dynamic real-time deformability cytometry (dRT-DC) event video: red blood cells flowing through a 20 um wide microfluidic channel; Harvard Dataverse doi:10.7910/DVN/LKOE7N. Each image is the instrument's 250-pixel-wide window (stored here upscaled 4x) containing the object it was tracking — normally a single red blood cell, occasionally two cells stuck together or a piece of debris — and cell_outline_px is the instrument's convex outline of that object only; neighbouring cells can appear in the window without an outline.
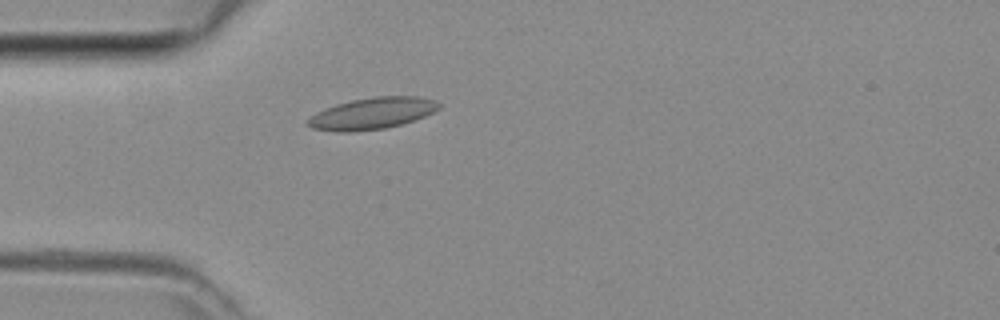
{"species": "common noctule bat (a hibernating species)", "species_latin": "Nyctalus noctula", "temperature_condition": "room temperature", "stored_images_in_passage": 35, "camera_frame_rate_fps": 3000, "um_per_image_px": 0.085, "animal": {"sex": "female", "body_mass_g": 29.2, "forearm_length_mm": 56.3}, "frame": {"image": 1, "passage_image": 1, "time_ms": 0.0, "image_size_px": [1000, 320], "cell_outline_px": [[440, 108], [424, 116], [400, 124], [384, 128], [352, 132], [336, 132], [312, 128], [304, 124], [316, 112], [324, 108], [336, 104], [352, 100], [372, 96], [420, 96], [436, 100], [440, 104]], "centroid_in_image_um": [31.61, 9.63], "position_along_channel_um": 53.4, "area_um2": 24.16}}
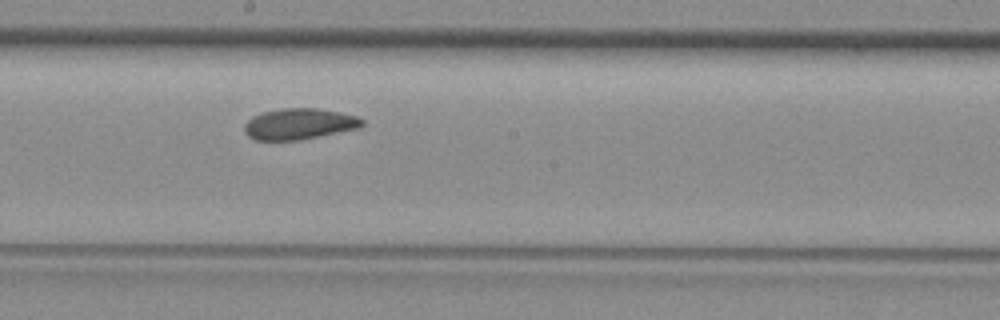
{"frame": {"image": 2, "passage_image": 13, "time_ms": 4.0, "image_size_px": [1000, 320], "cell_outline_px": [[364, 124], [360, 128], [300, 140], [256, 140], [248, 136], [244, 132], [244, 124], [252, 116], [260, 112], [280, 108], [316, 108], [340, 112], [356, 116], [364, 120]], "centroid_in_image_um": [25.42, 10.53], "position_along_channel_um": 222.8, "area_um2": 21.5}}
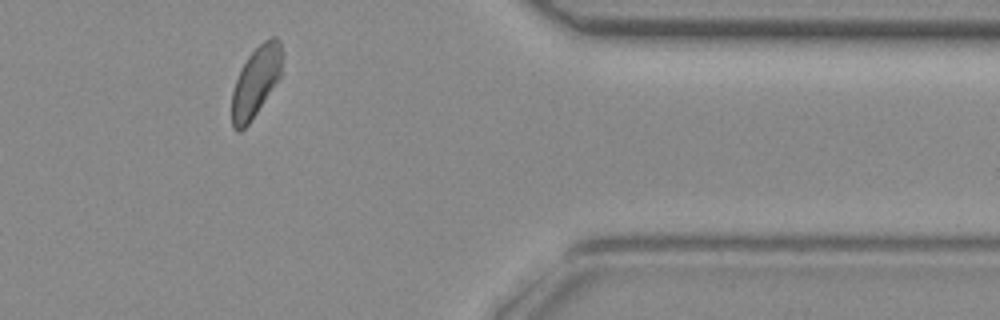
{"frame": {"image": 3, "passage_image": 26, "time_ms": 8.333, "image_size_px": [1000, 320], "cell_outline_px": [[284, 56], [280, 76], [248, 124], [240, 132], [236, 132], [232, 124], [232, 92], [236, 80], [248, 56], [264, 40], [272, 36], [276, 36], [280, 40], [284, 52]], "centroid_in_image_um": [21.78, 6.88], "position_along_channel_um": 389.6, "area_um2": 20.35}}